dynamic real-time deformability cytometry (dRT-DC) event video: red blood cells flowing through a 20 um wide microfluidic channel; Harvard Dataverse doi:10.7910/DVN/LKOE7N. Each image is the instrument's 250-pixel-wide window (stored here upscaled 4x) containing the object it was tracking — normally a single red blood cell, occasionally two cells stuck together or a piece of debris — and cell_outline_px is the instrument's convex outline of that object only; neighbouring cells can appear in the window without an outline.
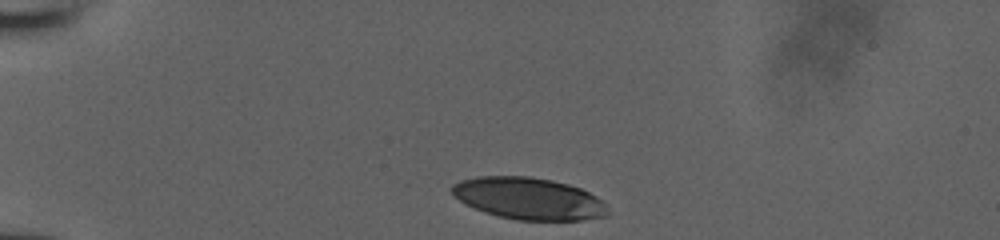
{"species": "human", "species_latin": "Homo sapiens", "temperature_condition": "room temperature", "stored_images_in_passage": 32, "camera_frame_rate_fps": 3000, "um_per_image_px": 0.085, "donor": {"sex": "male"}, "frame": {"image": 1, "passage_image": 1, "time_ms": 0.0, "image_size_px": [1000, 240], "cell_outline_px": [[608, 216], [580, 220], [516, 220], [484, 212], [460, 200], [452, 192], [452, 184], [460, 180], [476, 176], [528, 176], [552, 180], [568, 184], [580, 188], [596, 196], [604, 204], [608, 212]], "centroid_in_image_um": [44.94, 16.87], "position_along_channel_um": 40.1, "area_um2": 37.8}}
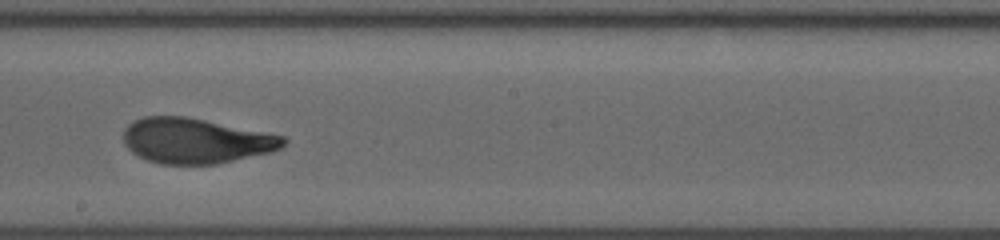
{"frame": {"image": 2, "passage_image": 19, "time_ms": 6.0, "image_size_px": [1000, 240], "cell_outline_px": [[288, 140], [280, 148], [272, 152], [216, 164], [160, 164], [148, 160], [132, 152], [124, 144], [124, 128], [128, 124], [144, 116], [184, 116], [284, 136]], "centroid_in_image_um": [16.63, 11.97], "position_along_channel_um": 231.6, "area_um2": 41.85}}
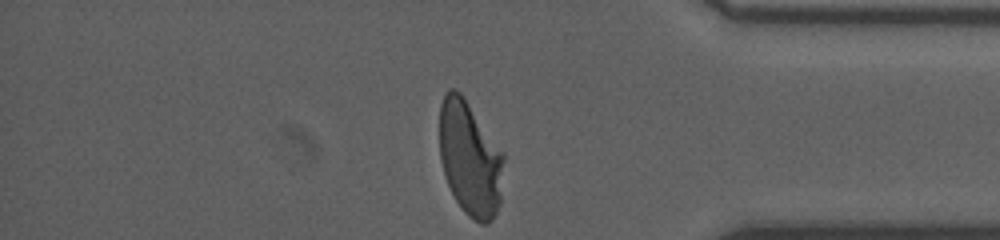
{"frame": {"image": 3, "passage_image": 32, "time_ms": 10.333, "image_size_px": [1000, 240], "cell_outline_px": [[504, 160], [500, 204], [492, 220], [484, 224], [480, 224], [468, 216], [464, 212], [456, 200], [444, 176], [440, 160], [440, 104], [444, 92], [448, 88], [456, 88], [464, 96], [504, 152]], "centroid_in_image_um": [39.95, 13.44], "position_along_channel_um": 395.3, "area_um2": 43.47}}